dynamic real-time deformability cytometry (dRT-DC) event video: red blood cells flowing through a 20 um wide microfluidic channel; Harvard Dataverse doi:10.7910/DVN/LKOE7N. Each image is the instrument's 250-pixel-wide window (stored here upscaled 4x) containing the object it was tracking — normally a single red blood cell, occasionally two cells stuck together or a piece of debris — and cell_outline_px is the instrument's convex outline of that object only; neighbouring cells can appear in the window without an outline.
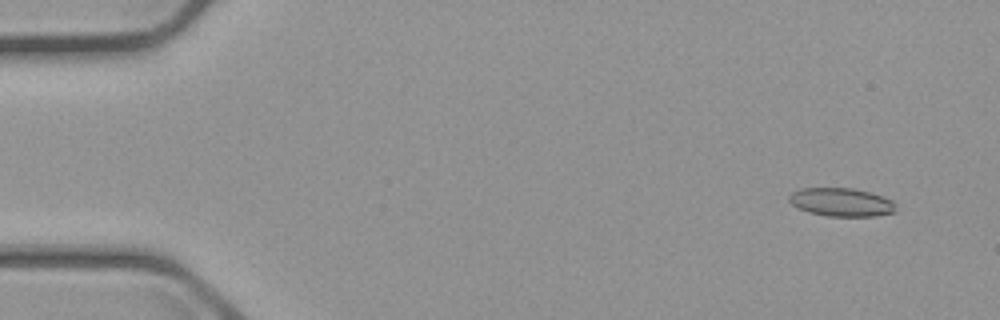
{"species": "common noctule bat (a hibernating species)", "species_latin": "Nyctalus noctula", "temperature_condition": "cold", "stored_images_in_passage": 8, "camera_frame_rate_fps": 3000, "um_per_image_px": 0.085, "animal": {"sex": "male", "body_mass_g": 23.1, "forearm_length_mm": 52.7}, "frame": {"image": 1, "passage_image": 1, "time_ms": 0.0, "image_size_px": [1000, 320], "cell_outline_px": [[896, 212], [876, 216], [828, 216], [808, 212], [792, 204], [788, 200], [788, 196], [792, 192], [800, 188], [852, 188], [868, 192], [892, 200], [896, 204]], "centroid_in_image_um": [71.51, 17.19], "position_along_channel_um": 13.5, "area_um2": 17.63}}
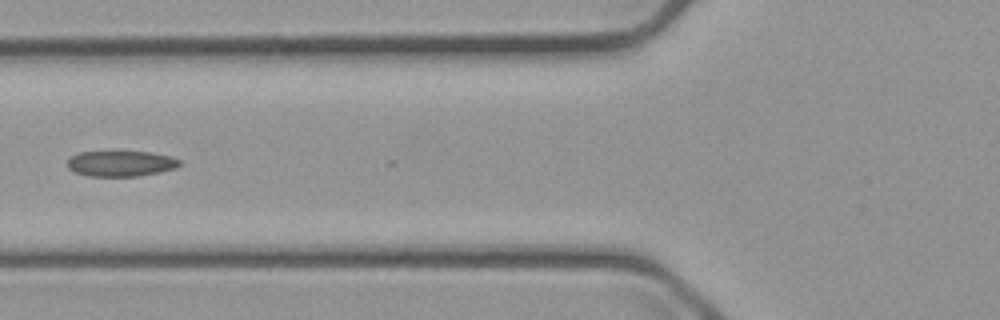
{"frame": {"image": 2, "passage_image": 6, "time_ms": 6.0, "image_size_px": [1000, 320], "cell_outline_px": [[180, 164], [176, 168], [160, 172], [136, 176], [88, 176], [76, 172], [68, 168], [68, 160], [72, 156], [80, 152], [148, 152], [172, 156], [180, 160]], "centroid_in_image_um": [10.3, 13.9], "position_along_channel_um": 115.5, "area_um2": 16.59}}
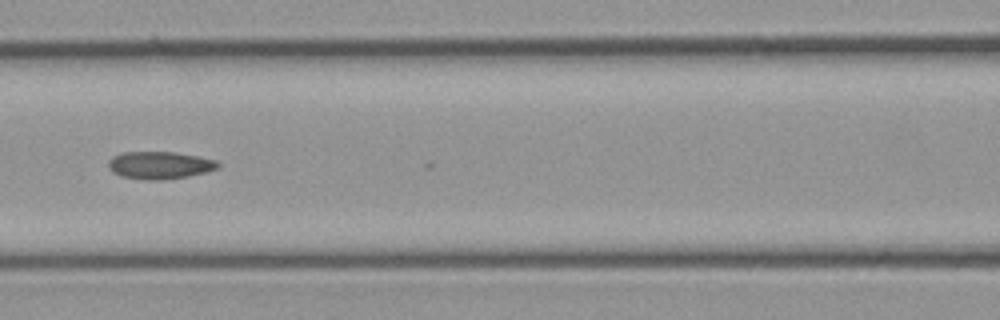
{"frame": {"image": 3, "passage_image": 7, "time_ms": 7.0, "image_size_px": [1000, 320], "cell_outline_px": [[220, 164], [216, 168], [204, 172], [188, 176], [160, 180], [148, 180], [120, 176], [112, 172], [108, 168], [108, 160], [112, 156], [124, 152], [172, 152], [200, 156], [216, 160]], "centroid_in_image_um": [13.53, 14.04], "position_along_channel_um": 153.1, "area_um2": 17.51}}